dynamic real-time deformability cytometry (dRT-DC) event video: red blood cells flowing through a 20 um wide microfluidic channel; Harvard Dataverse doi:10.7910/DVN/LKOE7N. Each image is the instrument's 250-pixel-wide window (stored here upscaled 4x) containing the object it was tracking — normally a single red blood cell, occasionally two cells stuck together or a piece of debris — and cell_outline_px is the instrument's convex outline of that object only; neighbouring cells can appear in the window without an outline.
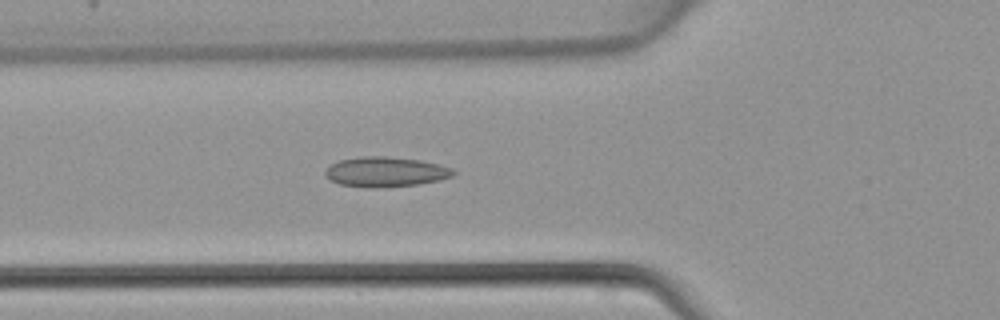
{"species": "common noctule bat (a hibernating species)", "species_latin": "Nyctalus noctula", "temperature_condition": "warm", "stored_images_in_passage": 45, "camera_frame_rate_fps": 3000, "um_per_image_px": 0.085, "animal": {"sex": "female", "body_mass_g": 22.7, "forearm_length_mm": 54.2}, "frame": {"image": 1, "passage_image": 16, "time_ms": 5.0, "image_size_px": [1000, 320], "cell_outline_px": [[456, 172], [452, 176], [440, 180], [416, 184], [384, 188], [372, 188], [340, 184], [332, 180], [324, 172], [332, 164], [340, 160], [364, 156], [388, 156], [420, 160], [440, 164], [452, 168]], "centroid_in_image_um": [32.82, 14.6], "position_along_channel_um": 93.0, "area_um2": 22.25}}
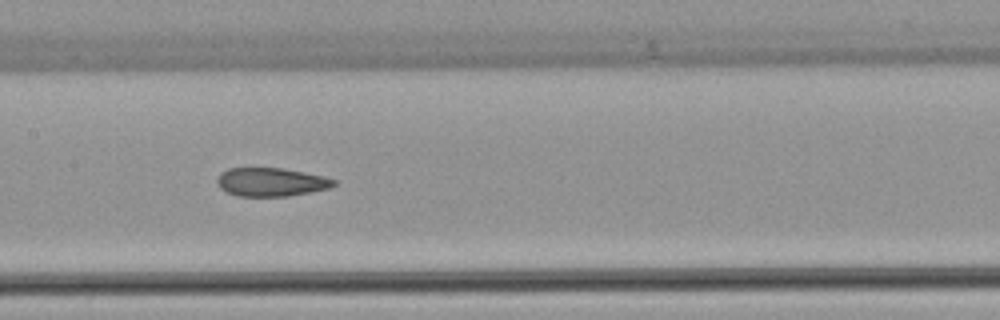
{"frame": {"image": 2, "passage_image": 22, "time_ms": 7.0, "image_size_px": [1000, 320], "cell_outline_px": [[336, 184], [328, 188], [288, 196], [236, 196], [220, 188], [216, 180], [220, 172], [228, 168], [280, 168], [304, 172], [324, 176], [336, 180]], "centroid_in_image_um": [23.01, 15.47], "position_along_channel_um": 184.4, "area_um2": 19.31}}
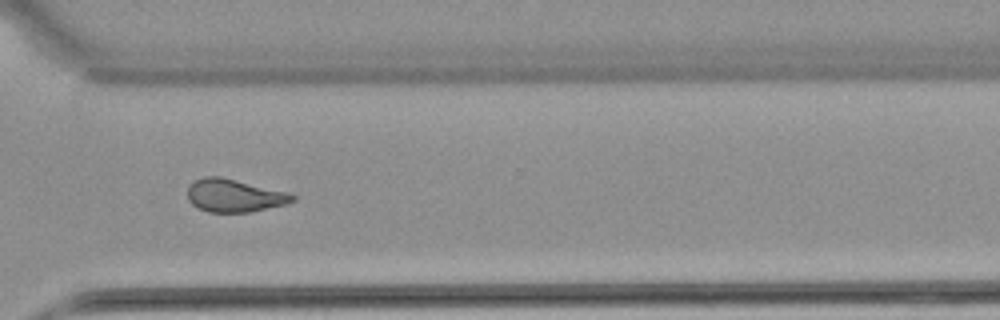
{"frame": {"image": 3, "passage_image": 33, "time_ms": 10.667, "image_size_px": [1000, 320], "cell_outline_px": [[296, 200], [284, 204], [252, 212], [208, 212], [192, 204], [188, 200], [188, 184], [204, 176], [220, 176], [288, 192], [296, 196]], "centroid_in_image_um": [19.91, 16.62], "position_along_channel_um": 350.7, "area_um2": 20.11}}